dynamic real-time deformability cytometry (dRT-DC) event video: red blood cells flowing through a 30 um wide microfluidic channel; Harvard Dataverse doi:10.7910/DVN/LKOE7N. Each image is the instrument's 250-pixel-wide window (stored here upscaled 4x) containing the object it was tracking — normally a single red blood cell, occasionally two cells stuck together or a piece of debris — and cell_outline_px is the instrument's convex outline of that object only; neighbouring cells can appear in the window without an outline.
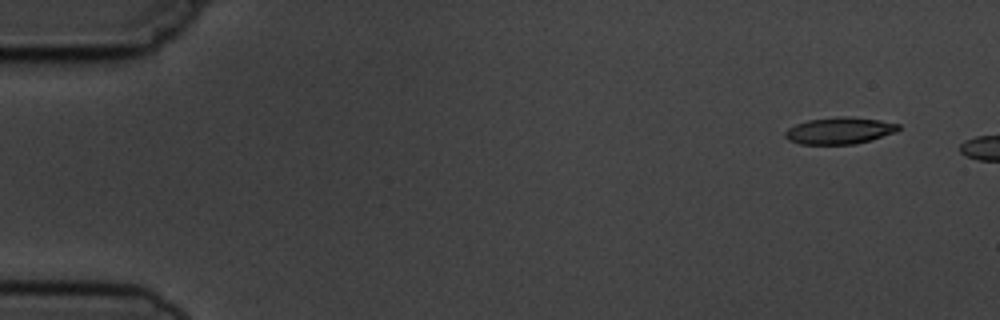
{"species": "common noctule bat (a hibernating species)", "species_latin": "Nyctalus noctula", "temperature_condition": "cold", "stored_images_in_passage": 2, "camera_frame_rate_fps": 3000, "um_per_image_px": 0.085, "animal": {"sex": "male", "body_mass_g": 19.5, "forearm_length_mm": 54.6}, "frame": {"image": 1, "passage_image": 1, "time_ms": 0.0, "image_size_px": [1000, 320], "cell_outline_px": [[900, 128], [896, 132], [872, 140], [856, 144], [800, 144], [788, 140], [784, 136], [784, 132], [788, 128], [796, 124], [808, 120], [836, 116], [844, 116], [880, 120], [900, 124]], "centroid_in_image_um": [71.36, 11.11], "position_along_channel_um": 13.6, "area_um2": 17.8}}